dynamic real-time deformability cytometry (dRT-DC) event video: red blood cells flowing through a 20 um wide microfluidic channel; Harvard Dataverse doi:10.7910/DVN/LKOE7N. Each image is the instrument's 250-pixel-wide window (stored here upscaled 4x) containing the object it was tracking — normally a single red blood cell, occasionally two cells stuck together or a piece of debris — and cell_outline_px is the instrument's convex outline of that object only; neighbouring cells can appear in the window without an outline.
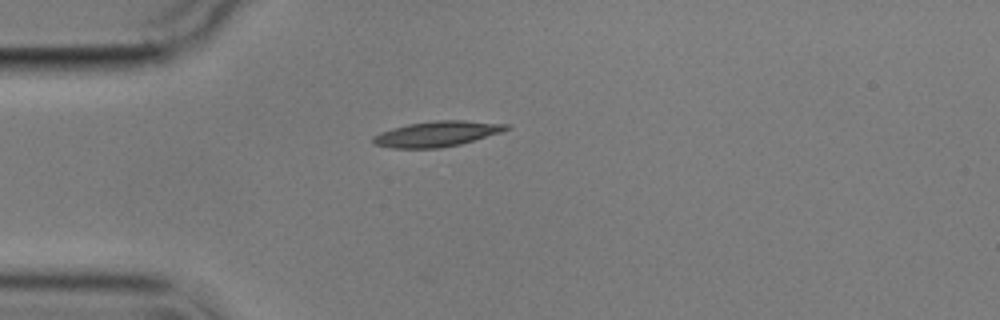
{"species": "common noctule bat (a hibernating species)", "species_latin": "Nyctalus noctula", "temperature_condition": "cold", "stored_images_in_passage": 1, "camera_frame_rate_fps": 3000, "um_per_image_px": 0.085, "animal": {"sex": "male", "body_mass_g": 17.9}, "frame": {"image": 1, "passage_image": 1, "time_ms": 0.0, "image_size_px": [1000, 320], "cell_outline_px": [[512, 128], [500, 132], [460, 144], [440, 148], [392, 148], [372, 144], [372, 136], [380, 132], [392, 128], [408, 124], [436, 120], [464, 120], [512, 124]], "centroid_in_image_um": [37.13, 11.37], "position_along_channel_um": 47.9, "area_um2": 19.83}}